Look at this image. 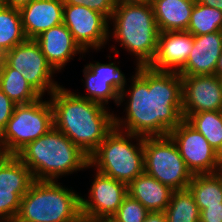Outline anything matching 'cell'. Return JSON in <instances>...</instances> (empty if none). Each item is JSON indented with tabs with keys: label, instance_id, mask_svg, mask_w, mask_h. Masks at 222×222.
Wrapping results in <instances>:
<instances>
[{
	"label": "cell",
	"instance_id": "1",
	"mask_svg": "<svg viewBox=\"0 0 222 222\" xmlns=\"http://www.w3.org/2000/svg\"><path fill=\"white\" fill-rule=\"evenodd\" d=\"M135 70L129 90L123 89L119 96L118 106L128 98L126 118L114 114V126L142 137L167 136L184 120L182 77L178 72L148 66H137Z\"/></svg>",
	"mask_w": 222,
	"mask_h": 222
},
{
	"label": "cell",
	"instance_id": "2",
	"mask_svg": "<svg viewBox=\"0 0 222 222\" xmlns=\"http://www.w3.org/2000/svg\"><path fill=\"white\" fill-rule=\"evenodd\" d=\"M53 127L90 156L115 128L106 106L59 86L50 95Z\"/></svg>",
	"mask_w": 222,
	"mask_h": 222
},
{
	"label": "cell",
	"instance_id": "3",
	"mask_svg": "<svg viewBox=\"0 0 222 222\" xmlns=\"http://www.w3.org/2000/svg\"><path fill=\"white\" fill-rule=\"evenodd\" d=\"M16 156L27 166L34 180L56 181L59 176L92 168L89 156L54 127L29 142Z\"/></svg>",
	"mask_w": 222,
	"mask_h": 222
},
{
	"label": "cell",
	"instance_id": "4",
	"mask_svg": "<svg viewBox=\"0 0 222 222\" xmlns=\"http://www.w3.org/2000/svg\"><path fill=\"white\" fill-rule=\"evenodd\" d=\"M109 34L126 51L136 56L137 66H148L156 53L159 29L150 1L117 3Z\"/></svg>",
	"mask_w": 222,
	"mask_h": 222
},
{
	"label": "cell",
	"instance_id": "5",
	"mask_svg": "<svg viewBox=\"0 0 222 222\" xmlns=\"http://www.w3.org/2000/svg\"><path fill=\"white\" fill-rule=\"evenodd\" d=\"M57 181L34 180L14 222H80L81 196Z\"/></svg>",
	"mask_w": 222,
	"mask_h": 222
},
{
	"label": "cell",
	"instance_id": "6",
	"mask_svg": "<svg viewBox=\"0 0 222 222\" xmlns=\"http://www.w3.org/2000/svg\"><path fill=\"white\" fill-rule=\"evenodd\" d=\"M143 145L144 137L114 128L89 156V165L128 186L144 172Z\"/></svg>",
	"mask_w": 222,
	"mask_h": 222
},
{
	"label": "cell",
	"instance_id": "7",
	"mask_svg": "<svg viewBox=\"0 0 222 222\" xmlns=\"http://www.w3.org/2000/svg\"><path fill=\"white\" fill-rule=\"evenodd\" d=\"M38 100L16 105L12 117L0 134V145L16 155L29 142L37 140L53 128V110L50 100Z\"/></svg>",
	"mask_w": 222,
	"mask_h": 222
},
{
	"label": "cell",
	"instance_id": "8",
	"mask_svg": "<svg viewBox=\"0 0 222 222\" xmlns=\"http://www.w3.org/2000/svg\"><path fill=\"white\" fill-rule=\"evenodd\" d=\"M143 148L145 173L173 191L187 189L193 175L169 135L144 137Z\"/></svg>",
	"mask_w": 222,
	"mask_h": 222
},
{
	"label": "cell",
	"instance_id": "9",
	"mask_svg": "<svg viewBox=\"0 0 222 222\" xmlns=\"http://www.w3.org/2000/svg\"><path fill=\"white\" fill-rule=\"evenodd\" d=\"M5 63L22 74L41 97L45 92L51 95L60 86L53 80L56 71L47 62L35 39H26L6 52Z\"/></svg>",
	"mask_w": 222,
	"mask_h": 222
},
{
	"label": "cell",
	"instance_id": "10",
	"mask_svg": "<svg viewBox=\"0 0 222 222\" xmlns=\"http://www.w3.org/2000/svg\"><path fill=\"white\" fill-rule=\"evenodd\" d=\"M168 135L175 142L192 175L222 171L220 155L210 146L205 137L185 119Z\"/></svg>",
	"mask_w": 222,
	"mask_h": 222
},
{
	"label": "cell",
	"instance_id": "11",
	"mask_svg": "<svg viewBox=\"0 0 222 222\" xmlns=\"http://www.w3.org/2000/svg\"><path fill=\"white\" fill-rule=\"evenodd\" d=\"M109 19L85 6L68 5L64 2L63 24L74 40L86 52L99 50L109 41Z\"/></svg>",
	"mask_w": 222,
	"mask_h": 222
},
{
	"label": "cell",
	"instance_id": "12",
	"mask_svg": "<svg viewBox=\"0 0 222 222\" xmlns=\"http://www.w3.org/2000/svg\"><path fill=\"white\" fill-rule=\"evenodd\" d=\"M33 176L16 156L9 155L0 165V222H14L21 198L27 193Z\"/></svg>",
	"mask_w": 222,
	"mask_h": 222
},
{
	"label": "cell",
	"instance_id": "13",
	"mask_svg": "<svg viewBox=\"0 0 222 222\" xmlns=\"http://www.w3.org/2000/svg\"><path fill=\"white\" fill-rule=\"evenodd\" d=\"M88 199L81 196V214L87 221L113 216L128 194L127 185L97 171Z\"/></svg>",
	"mask_w": 222,
	"mask_h": 222
},
{
	"label": "cell",
	"instance_id": "14",
	"mask_svg": "<svg viewBox=\"0 0 222 222\" xmlns=\"http://www.w3.org/2000/svg\"><path fill=\"white\" fill-rule=\"evenodd\" d=\"M87 95H79L82 98L107 106L109 100L116 105L119 96L127 85V79L120 68L114 62L103 64L99 62L89 63L83 69Z\"/></svg>",
	"mask_w": 222,
	"mask_h": 222
},
{
	"label": "cell",
	"instance_id": "15",
	"mask_svg": "<svg viewBox=\"0 0 222 222\" xmlns=\"http://www.w3.org/2000/svg\"><path fill=\"white\" fill-rule=\"evenodd\" d=\"M182 77V112L189 114L222 111V90L217 75Z\"/></svg>",
	"mask_w": 222,
	"mask_h": 222
},
{
	"label": "cell",
	"instance_id": "16",
	"mask_svg": "<svg viewBox=\"0 0 222 222\" xmlns=\"http://www.w3.org/2000/svg\"><path fill=\"white\" fill-rule=\"evenodd\" d=\"M193 43L194 35L188 31L160 32L155 56L148 67L157 71L179 72L186 64Z\"/></svg>",
	"mask_w": 222,
	"mask_h": 222
},
{
	"label": "cell",
	"instance_id": "17",
	"mask_svg": "<svg viewBox=\"0 0 222 222\" xmlns=\"http://www.w3.org/2000/svg\"><path fill=\"white\" fill-rule=\"evenodd\" d=\"M35 41L55 71H60L76 54L86 53L63 23L45 30Z\"/></svg>",
	"mask_w": 222,
	"mask_h": 222
},
{
	"label": "cell",
	"instance_id": "18",
	"mask_svg": "<svg viewBox=\"0 0 222 222\" xmlns=\"http://www.w3.org/2000/svg\"><path fill=\"white\" fill-rule=\"evenodd\" d=\"M221 54L222 31L194 36L193 49L185 66L178 73L181 76L215 74V67Z\"/></svg>",
	"mask_w": 222,
	"mask_h": 222
},
{
	"label": "cell",
	"instance_id": "19",
	"mask_svg": "<svg viewBox=\"0 0 222 222\" xmlns=\"http://www.w3.org/2000/svg\"><path fill=\"white\" fill-rule=\"evenodd\" d=\"M64 0H32L20 9L27 39H35L45 30L63 23Z\"/></svg>",
	"mask_w": 222,
	"mask_h": 222
},
{
	"label": "cell",
	"instance_id": "20",
	"mask_svg": "<svg viewBox=\"0 0 222 222\" xmlns=\"http://www.w3.org/2000/svg\"><path fill=\"white\" fill-rule=\"evenodd\" d=\"M127 192L149 212H165L173 190L143 172L127 186Z\"/></svg>",
	"mask_w": 222,
	"mask_h": 222
},
{
	"label": "cell",
	"instance_id": "21",
	"mask_svg": "<svg viewBox=\"0 0 222 222\" xmlns=\"http://www.w3.org/2000/svg\"><path fill=\"white\" fill-rule=\"evenodd\" d=\"M160 32L186 31L195 0H150Z\"/></svg>",
	"mask_w": 222,
	"mask_h": 222
},
{
	"label": "cell",
	"instance_id": "22",
	"mask_svg": "<svg viewBox=\"0 0 222 222\" xmlns=\"http://www.w3.org/2000/svg\"><path fill=\"white\" fill-rule=\"evenodd\" d=\"M199 211L222 203V171L193 175L188 184Z\"/></svg>",
	"mask_w": 222,
	"mask_h": 222
},
{
	"label": "cell",
	"instance_id": "23",
	"mask_svg": "<svg viewBox=\"0 0 222 222\" xmlns=\"http://www.w3.org/2000/svg\"><path fill=\"white\" fill-rule=\"evenodd\" d=\"M0 89L15 105L32 103L41 98L22 74L6 63L0 71Z\"/></svg>",
	"mask_w": 222,
	"mask_h": 222
},
{
	"label": "cell",
	"instance_id": "24",
	"mask_svg": "<svg viewBox=\"0 0 222 222\" xmlns=\"http://www.w3.org/2000/svg\"><path fill=\"white\" fill-rule=\"evenodd\" d=\"M185 120L205 137L219 155L222 153V111L189 114Z\"/></svg>",
	"mask_w": 222,
	"mask_h": 222
},
{
	"label": "cell",
	"instance_id": "25",
	"mask_svg": "<svg viewBox=\"0 0 222 222\" xmlns=\"http://www.w3.org/2000/svg\"><path fill=\"white\" fill-rule=\"evenodd\" d=\"M26 36L22 27L19 9L0 4V48L5 52L24 42Z\"/></svg>",
	"mask_w": 222,
	"mask_h": 222
},
{
	"label": "cell",
	"instance_id": "26",
	"mask_svg": "<svg viewBox=\"0 0 222 222\" xmlns=\"http://www.w3.org/2000/svg\"><path fill=\"white\" fill-rule=\"evenodd\" d=\"M167 222H200V211L189 189L173 191L165 210Z\"/></svg>",
	"mask_w": 222,
	"mask_h": 222
},
{
	"label": "cell",
	"instance_id": "27",
	"mask_svg": "<svg viewBox=\"0 0 222 222\" xmlns=\"http://www.w3.org/2000/svg\"><path fill=\"white\" fill-rule=\"evenodd\" d=\"M186 31L194 36L222 31V11L195 2Z\"/></svg>",
	"mask_w": 222,
	"mask_h": 222
},
{
	"label": "cell",
	"instance_id": "28",
	"mask_svg": "<svg viewBox=\"0 0 222 222\" xmlns=\"http://www.w3.org/2000/svg\"><path fill=\"white\" fill-rule=\"evenodd\" d=\"M148 214L141 202L127 194L113 217L119 222H143Z\"/></svg>",
	"mask_w": 222,
	"mask_h": 222
},
{
	"label": "cell",
	"instance_id": "29",
	"mask_svg": "<svg viewBox=\"0 0 222 222\" xmlns=\"http://www.w3.org/2000/svg\"><path fill=\"white\" fill-rule=\"evenodd\" d=\"M68 5H80L111 18L116 8V0H64Z\"/></svg>",
	"mask_w": 222,
	"mask_h": 222
},
{
	"label": "cell",
	"instance_id": "30",
	"mask_svg": "<svg viewBox=\"0 0 222 222\" xmlns=\"http://www.w3.org/2000/svg\"><path fill=\"white\" fill-rule=\"evenodd\" d=\"M15 106L13 101L0 89V134L12 117Z\"/></svg>",
	"mask_w": 222,
	"mask_h": 222
},
{
	"label": "cell",
	"instance_id": "31",
	"mask_svg": "<svg viewBox=\"0 0 222 222\" xmlns=\"http://www.w3.org/2000/svg\"><path fill=\"white\" fill-rule=\"evenodd\" d=\"M200 222H222V203L200 211Z\"/></svg>",
	"mask_w": 222,
	"mask_h": 222
},
{
	"label": "cell",
	"instance_id": "32",
	"mask_svg": "<svg viewBox=\"0 0 222 222\" xmlns=\"http://www.w3.org/2000/svg\"><path fill=\"white\" fill-rule=\"evenodd\" d=\"M143 222H167V216L165 212H149Z\"/></svg>",
	"mask_w": 222,
	"mask_h": 222
},
{
	"label": "cell",
	"instance_id": "33",
	"mask_svg": "<svg viewBox=\"0 0 222 222\" xmlns=\"http://www.w3.org/2000/svg\"><path fill=\"white\" fill-rule=\"evenodd\" d=\"M32 0H3L2 4L9 6L10 8L21 9L28 5Z\"/></svg>",
	"mask_w": 222,
	"mask_h": 222
},
{
	"label": "cell",
	"instance_id": "34",
	"mask_svg": "<svg viewBox=\"0 0 222 222\" xmlns=\"http://www.w3.org/2000/svg\"><path fill=\"white\" fill-rule=\"evenodd\" d=\"M195 2L205 6L214 7L222 11V0H195Z\"/></svg>",
	"mask_w": 222,
	"mask_h": 222
},
{
	"label": "cell",
	"instance_id": "35",
	"mask_svg": "<svg viewBox=\"0 0 222 222\" xmlns=\"http://www.w3.org/2000/svg\"><path fill=\"white\" fill-rule=\"evenodd\" d=\"M215 75H217V76L222 75V54L218 58V61H217L216 67H215Z\"/></svg>",
	"mask_w": 222,
	"mask_h": 222
},
{
	"label": "cell",
	"instance_id": "36",
	"mask_svg": "<svg viewBox=\"0 0 222 222\" xmlns=\"http://www.w3.org/2000/svg\"><path fill=\"white\" fill-rule=\"evenodd\" d=\"M6 52L0 48V71L5 66Z\"/></svg>",
	"mask_w": 222,
	"mask_h": 222
},
{
	"label": "cell",
	"instance_id": "37",
	"mask_svg": "<svg viewBox=\"0 0 222 222\" xmlns=\"http://www.w3.org/2000/svg\"><path fill=\"white\" fill-rule=\"evenodd\" d=\"M10 154L0 145V165Z\"/></svg>",
	"mask_w": 222,
	"mask_h": 222
},
{
	"label": "cell",
	"instance_id": "38",
	"mask_svg": "<svg viewBox=\"0 0 222 222\" xmlns=\"http://www.w3.org/2000/svg\"><path fill=\"white\" fill-rule=\"evenodd\" d=\"M93 222H119V221L116 220L113 216H108L94 220Z\"/></svg>",
	"mask_w": 222,
	"mask_h": 222
},
{
	"label": "cell",
	"instance_id": "39",
	"mask_svg": "<svg viewBox=\"0 0 222 222\" xmlns=\"http://www.w3.org/2000/svg\"><path fill=\"white\" fill-rule=\"evenodd\" d=\"M146 1H150V0H116L117 3H120V2H146Z\"/></svg>",
	"mask_w": 222,
	"mask_h": 222
},
{
	"label": "cell",
	"instance_id": "40",
	"mask_svg": "<svg viewBox=\"0 0 222 222\" xmlns=\"http://www.w3.org/2000/svg\"><path fill=\"white\" fill-rule=\"evenodd\" d=\"M218 78H219V82H220V86H221V90H222V75L218 76Z\"/></svg>",
	"mask_w": 222,
	"mask_h": 222
},
{
	"label": "cell",
	"instance_id": "41",
	"mask_svg": "<svg viewBox=\"0 0 222 222\" xmlns=\"http://www.w3.org/2000/svg\"><path fill=\"white\" fill-rule=\"evenodd\" d=\"M220 162H221V166H222V153L220 154Z\"/></svg>",
	"mask_w": 222,
	"mask_h": 222
},
{
	"label": "cell",
	"instance_id": "42",
	"mask_svg": "<svg viewBox=\"0 0 222 222\" xmlns=\"http://www.w3.org/2000/svg\"><path fill=\"white\" fill-rule=\"evenodd\" d=\"M80 222H93V221H87V220L82 219Z\"/></svg>",
	"mask_w": 222,
	"mask_h": 222
}]
</instances>
